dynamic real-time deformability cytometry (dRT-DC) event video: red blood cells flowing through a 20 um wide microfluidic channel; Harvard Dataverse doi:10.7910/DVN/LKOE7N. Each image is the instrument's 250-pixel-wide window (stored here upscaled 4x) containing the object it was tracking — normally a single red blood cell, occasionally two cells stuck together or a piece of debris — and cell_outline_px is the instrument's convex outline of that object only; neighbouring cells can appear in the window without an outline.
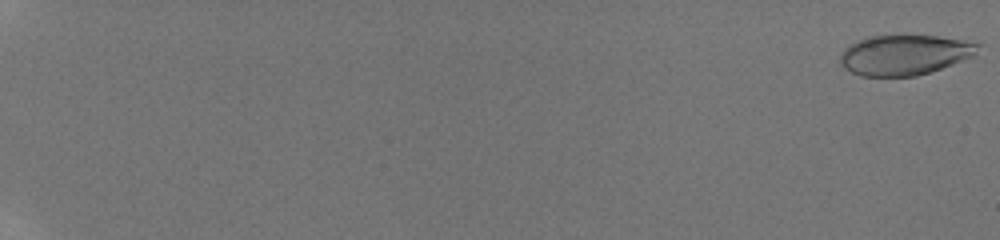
{"species": "human", "species_latin": "Homo sapiens", "temperature_condition": "room temperature", "stored_images_in_passage": 57, "camera_frame_rate_fps": 3000, "um_per_image_px": 0.085, "donor": {"sex": "male"}, "frame": {"image": 1, "passage_image": 1, "time_ms": 0.0, "image_size_px": [1000, 240], "cell_outline_px": [[980, 44], [976, 56], [916, 76], [860, 76], [844, 68], [840, 60], [840, 56], [844, 48], [860, 40], [872, 36], [936, 36], [964, 40]], "centroid_in_image_um": [76.91, 4.67], "position_along_channel_um": 8.1, "area_um2": 31.91}}
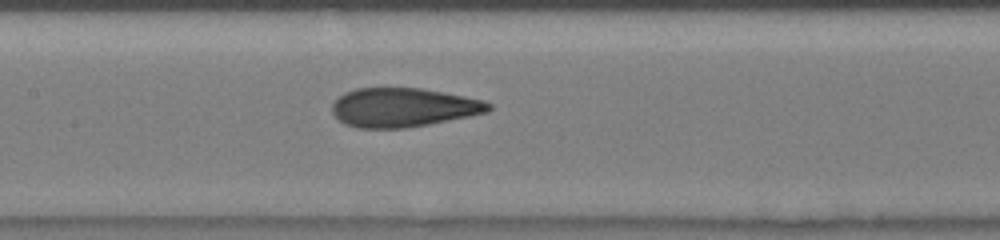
{"frame": {"image": 2, "passage_image": 33, "time_ms": 10.667, "image_size_px": [1000, 240], "cell_outline_px": [[492, 108], [488, 112], [428, 124], [404, 128], [360, 128], [344, 124], [332, 112], [332, 104], [344, 92], [356, 88], [420, 88], [444, 92], [484, 100], [492, 104]], "centroid_in_image_um": [34.27, 9.13], "position_along_channel_um": 173.1, "area_um2": 35.43}}
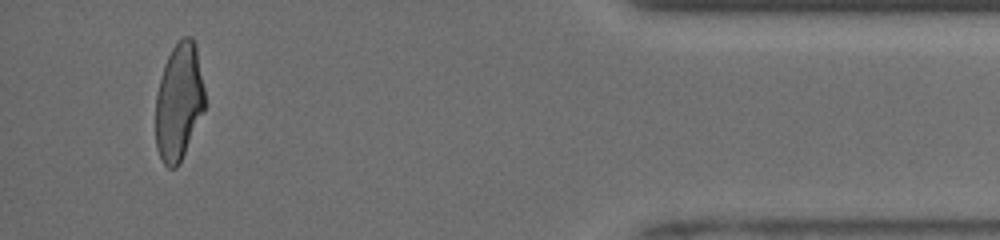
{"frame": {"image": 3, "passage_image": 55, "time_ms": 18.0, "image_size_px": [1000, 240], "cell_outline_px": [[204, 112], [176, 168], [168, 168], [164, 164], [156, 148], [156, 92], [164, 64], [172, 48], [184, 36], [192, 36], [196, 44], [204, 88]], "centroid_in_image_um": [15.2, 8.62], "position_along_channel_um": 420.0, "area_um2": 33.41}, "authors_computed_cell_mechanics": {"area_um2": 34.8534, "velocity_mm_per_s": 3.9723, "shape_relaxation_time_tau1_ms": 5.7852, "shape_relaxation_time_tau2_ms": 0.9243, "deformation_change_tau1": 0.2109, "deformation_change_tau2": 0.0764}}